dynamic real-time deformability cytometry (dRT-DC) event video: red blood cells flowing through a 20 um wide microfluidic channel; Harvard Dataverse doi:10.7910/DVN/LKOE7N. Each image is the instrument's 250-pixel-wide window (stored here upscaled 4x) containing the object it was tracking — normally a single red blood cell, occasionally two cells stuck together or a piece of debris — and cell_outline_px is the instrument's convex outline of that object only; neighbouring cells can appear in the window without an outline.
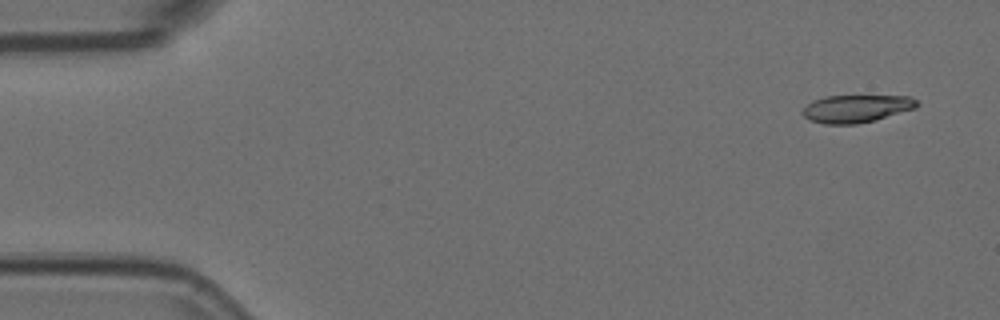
{"species": "Egyptian fruit bat (a non-hibernating species)", "species_latin": "Rousettus aegyptiacus", "temperature_condition": "room temperature", "stored_images_in_passage": 51, "camera_frame_rate_fps": 3000, "um_per_image_px": 0.085, "animal": {"sex": "female"}, "frame": {"image": 1, "passage_image": 1, "time_ms": 0.0, "image_size_px": [1000, 320], "cell_outline_px": [[920, 104], [916, 108], [876, 120], [856, 124], [824, 124], [808, 120], [800, 112], [812, 100], [824, 96], [908, 96], [916, 100]], "centroid_in_image_um": [72.77, 9.24], "position_along_channel_um": 12.2, "area_um2": 18.55}}
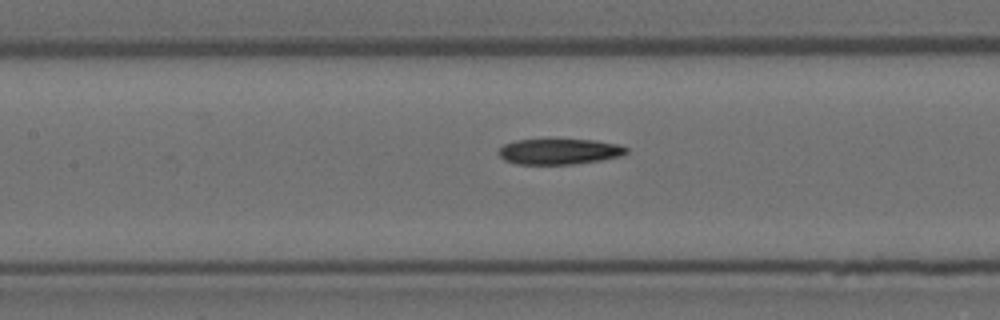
{"frame": {"image": 2, "passage_image": 22, "time_ms": 7.0, "image_size_px": [1000, 320], "cell_outline_px": [[628, 152], [620, 156], [600, 160], [572, 164], [516, 164], [504, 160], [496, 152], [504, 144], [516, 140], [548, 136], [596, 140], [620, 144], [628, 148]], "centroid_in_image_um": [47.51, 12.82], "position_along_channel_um": 159.9, "area_um2": 20.23}}
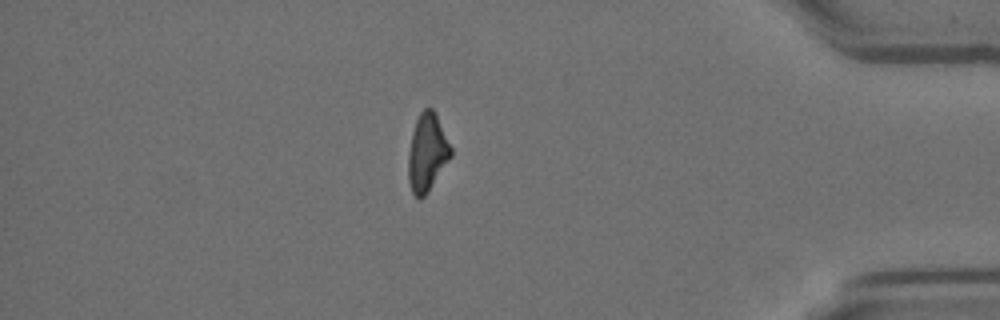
{"frame": {"image": 3, "passage_image": 44, "time_ms": 14.333, "image_size_px": [1000, 320], "cell_outline_px": [[452, 156], [424, 196], [416, 196], [412, 192], [408, 180], [408, 152], [412, 132], [416, 120], [420, 112], [424, 108], [432, 108], [452, 148]], "centroid_in_image_um": [36.29, 12.95], "position_along_channel_um": 398.9, "area_um2": 18.9}}